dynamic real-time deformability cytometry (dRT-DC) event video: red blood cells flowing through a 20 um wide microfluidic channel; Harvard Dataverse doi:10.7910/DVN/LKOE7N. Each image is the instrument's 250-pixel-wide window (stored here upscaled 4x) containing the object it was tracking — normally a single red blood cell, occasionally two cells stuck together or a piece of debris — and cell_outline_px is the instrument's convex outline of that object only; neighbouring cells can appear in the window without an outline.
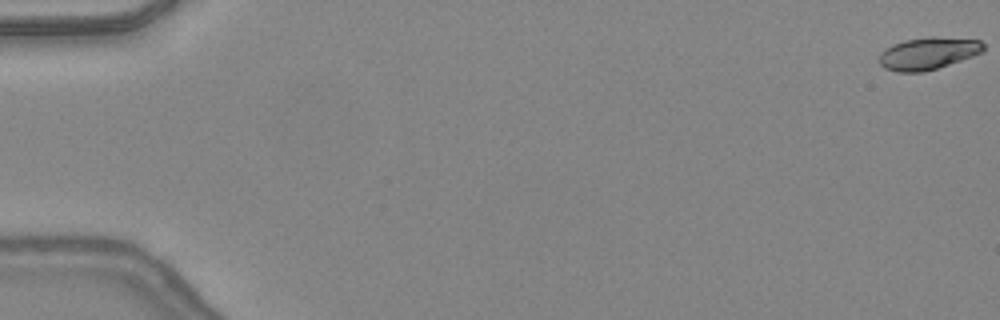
{"species": "common noctule bat (a hibernating species)", "species_latin": "Nyctalus noctula", "temperature_condition": "warm", "stored_images_in_passage": 48, "camera_frame_rate_fps": 3000, "um_per_image_px": 0.085, "animal": {"sex": "female", "body_mass_g": 24.6, "forearm_length_mm": 56.2}, "frame": {"image": 1, "passage_image": 1, "time_ms": 0.0, "image_size_px": [1000, 320], "cell_outline_px": [[984, 48], [980, 52], [972, 56], [924, 72], [896, 72], [884, 68], [880, 64], [880, 52], [884, 48], [892, 44], [904, 40], [928, 36], [932, 36], [980, 40], [984, 44]], "centroid_in_image_um": [78.84, 4.53], "position_along_channel_um": 6.2, "area_um2": 19.54}}
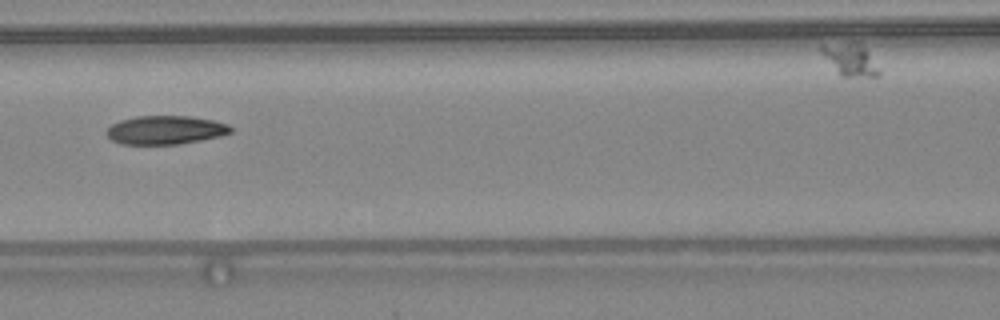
{"frame": {"image": 2, "passage_image": 23, "time_ms": 7.333, "image_size_px": [1000, 320], "cell_outline_px": [[232, 132], [220, 136], [180, 144], [120, 144], [112, 140], [104, 132], [112, 124], [120, 120], [136, 116], [188, 116], [212, 120], [228, 124], [232, 128]], "centroid_in_image_um": [14.04, 11.05], "position_along_channel_um": 152.6, "area_um2": 20.69}}
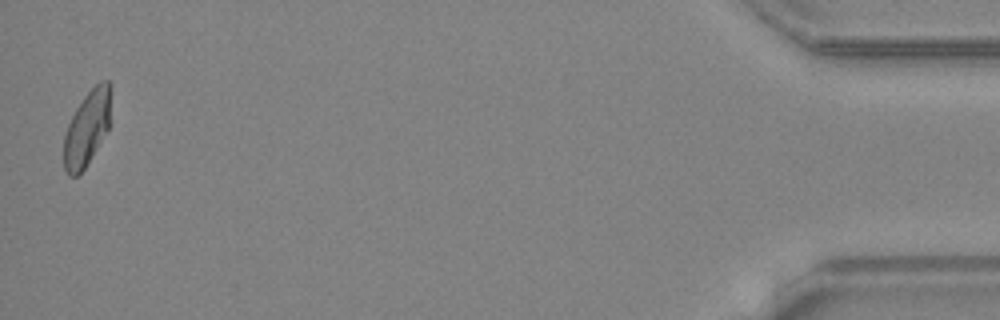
{"frame": {"image": 3, "passage_image": 48, "time_ms": 15.667, "image_size_px": [1000, 320], "cell_outline_px": [[112, 88], [108, 128], [84, 168], [76, 176], [68, 176], [64, 168], [64, 136], [68, 124], [76, 108], [84, 96], [100, 80], [108, 80], [112, 84]], "centroid_in_image_um": [7.4, 10.83], "position_along_channel_um": 427.8, "area_um2": 20.35}, "authors_computed_cell_mechanics": {"area_um2": 20.9814, "velocity_mm_per_s": 4.3901, "shape_relaxation_time_tau1_ms": 5.9726, "shape_relaxation_time_tau2_ms": 1.7039, "deformation_change_tau1": 0.1871, "deformation_change_tau2": 0.0696}}